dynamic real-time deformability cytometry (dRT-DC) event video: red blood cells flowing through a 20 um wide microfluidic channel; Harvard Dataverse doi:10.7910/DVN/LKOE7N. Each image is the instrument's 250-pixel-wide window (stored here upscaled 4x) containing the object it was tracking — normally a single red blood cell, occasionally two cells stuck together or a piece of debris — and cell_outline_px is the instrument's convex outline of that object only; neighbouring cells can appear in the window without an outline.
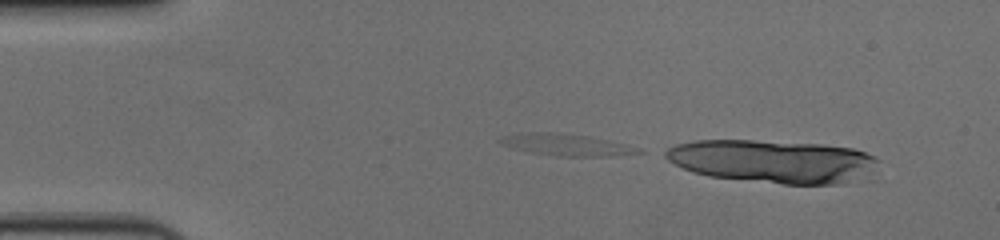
{"species": "human", "species_latin": "Homo sapiens", "temperature_condition": "cold", "stored_images_in_passage": 5, "camera_frame_rate_fps": 3000, "um_per_image_px": 0.085, "donor": {"sex": "female"}, "frame": {"image": 1, "passage_image": 5, "time_ms": 1.333, "image_size_px": [1000, 240], "cell_outline_px": [[880, 160], [840, 184], [784, 184], [708, 176], [692, 172], [668, 160], [660, 152], [676, 144], [696, 140], [752, 140], [824, 144], [852, 148], [864, 152]], "centroid_in_image_um": [65.49, 13.68], "position_along_channel_um": 19.5, "area_um2": 52.19}}